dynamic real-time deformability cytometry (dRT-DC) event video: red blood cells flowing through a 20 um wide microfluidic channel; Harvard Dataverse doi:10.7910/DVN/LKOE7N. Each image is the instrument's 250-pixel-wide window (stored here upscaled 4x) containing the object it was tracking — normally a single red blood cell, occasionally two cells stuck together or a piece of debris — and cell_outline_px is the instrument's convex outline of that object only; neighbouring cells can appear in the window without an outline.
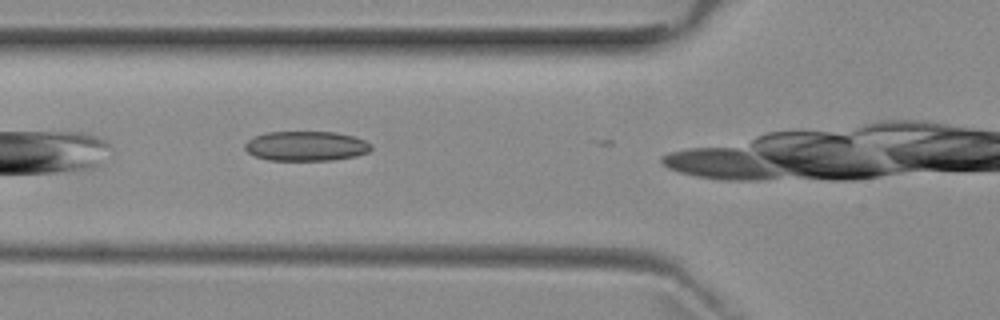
{"species": "common noctule bat (a hibernating species)", "species_latin": "Nyctalus noctula", "temperature_condition": "room temperature", "stored_images_in_passage": 3, "camera_frame_rate_fps": 3000, "um_per_image_px": 0.085, "animal": {"sex": "female", "body_mass_g": 29.2, "forearm_length_mm": 56.3}, "frame": {"image": 1, "passage_image": 3, "time_ms": 2.333, "image_size_px": [1000, 320], "cell_outline_px": [[372, 148], [368, 152], [356, 156], [336, 160], [268, 160], [256, 156], [248, 152], [244, 148], [244, 144], [248, 140], [256, 136], [268, 132], [336, 132], [352, 136], [364, 140], [372, 144]], "centroid_in_image_um": [26.04, 12.42], "position_along_channel_um": 99.8, "area_um2": 21.85}}